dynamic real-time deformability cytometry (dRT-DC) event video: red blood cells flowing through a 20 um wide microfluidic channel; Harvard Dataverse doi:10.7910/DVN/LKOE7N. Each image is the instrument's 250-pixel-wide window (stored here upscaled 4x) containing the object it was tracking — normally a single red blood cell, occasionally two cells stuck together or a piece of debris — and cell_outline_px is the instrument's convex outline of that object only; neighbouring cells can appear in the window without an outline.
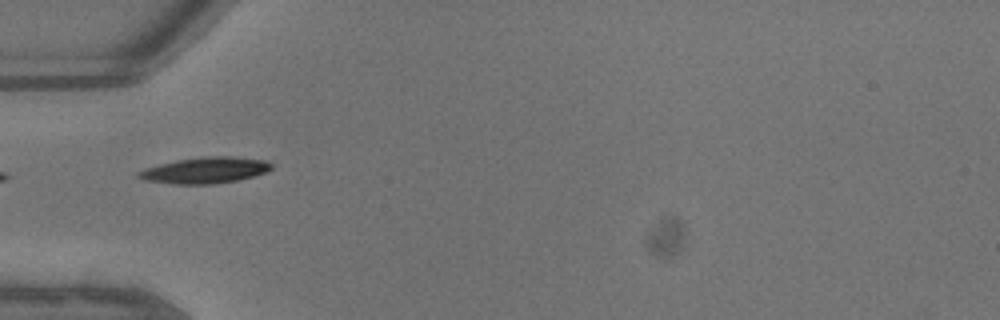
{"species": "common noctule bat (a hibernating species)", "species_latin": "Nyctalus noctula", "temperature_condition": "warm", "stored_images_in_passage": 14, "camera_frame_rate_fps": 3000, "um_per_image_px": 0.085, "animal": {"sex": "male", "body_mass_g": 13.3}, "frame": {"image": 1, "passage_image": 1, "time_ms": 0.0, "image_size_px": [1000, 320], "cell_outline_px": [[272, 168], [264, 172], [252, 176], [236, 180], [212, 184], [172, 184], [144, 180], [136, 176], [136, 172], [144, 168], [176, 160], [208, 156], [228, 156], [268, 160], [272, 164]], "centroid_in_image_um": [17.39, 14.47], "position_along_channel_um": 67.6, "area_um2": 20.17}}
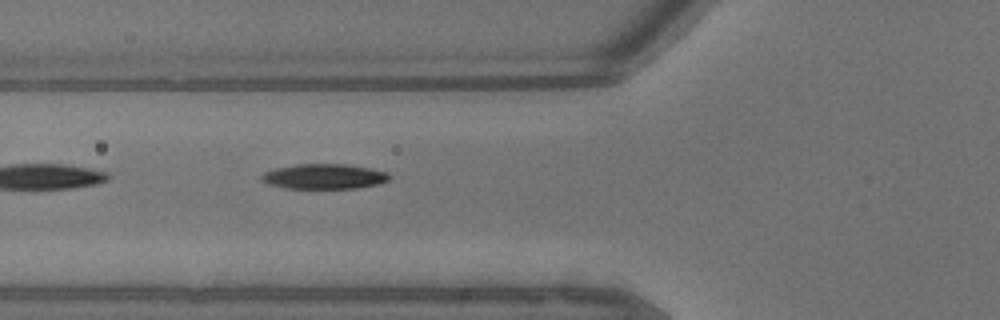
{"frame": {"image": 2, "passage_image": 3, "time_ms": 0.667, "image_size_px": [1000, 320], "cell_outline_px": [[392, 176], [388, 180], [380, 184], [356, 188], [284, 188], [268, 184], [260, 180], [260, 176], [264, 172], [276, 168], [296, 164], [348, 164], [388, 172]], "centroid_in_image_um": [27.55, 15.0], "position_along_channel_um": 98.2, "area_um2": 18.79}}